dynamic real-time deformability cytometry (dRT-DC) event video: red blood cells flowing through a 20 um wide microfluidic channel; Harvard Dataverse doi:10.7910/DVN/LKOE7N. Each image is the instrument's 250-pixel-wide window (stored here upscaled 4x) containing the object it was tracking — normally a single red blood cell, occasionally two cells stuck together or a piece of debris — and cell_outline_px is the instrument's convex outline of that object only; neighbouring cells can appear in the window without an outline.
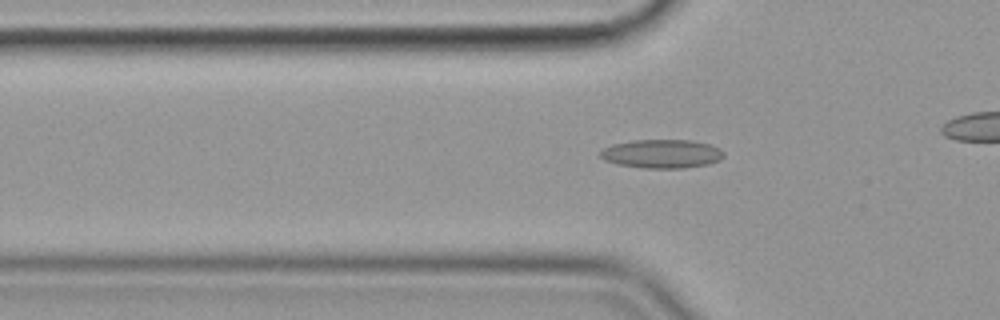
{"species": "common noctule bat (a hibernating species)", "species_latin": "Nyctalus noctula", "temperature_condition": "cold", "stored_images_in_passage": 46, "camera_frame_rate_fps": 3000, "um_per_image_px": 0.085, "animal": {"sex": "female", "body_mass_g": 19.9}, "frame": {"image": 1, "passage_image": 19, "time_ms": 6.0, "image_size_px": [1000, 320], "cell_outline_px": [[724, 156], [720, 160], [708, 164], [684, 168], [644, 168], [616, 164], [604, 160], [600, 156], [600, 152], [604, 148], [612, 144], [632, 140], [692, 140], [708, 144], [724, 152]], "centroid_in_image_um": [56.23, 13.07], "position_along_channel_um": 69.6, "area_um2": 20.63}}
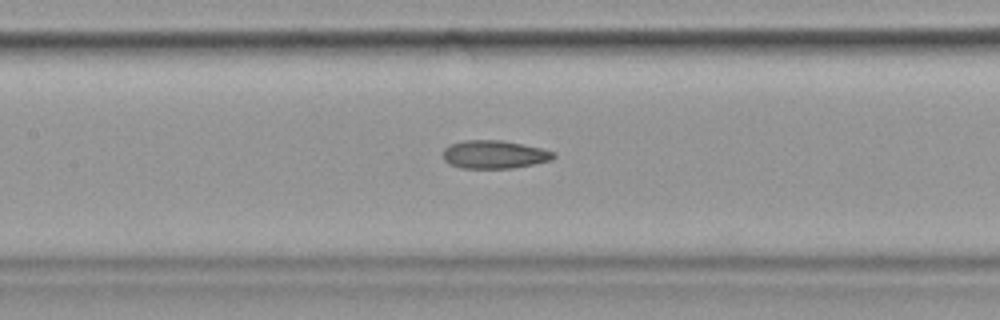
{"frame": {"image": 2, "passage_image": 27, "time_ms": 8.667, "image_size_px": [1000, 320], "cell_outline_px": [[556, 156], [552, 160], [512, 168], [460, 168], [448, 164], [444, 160], [444, 148], [452, 144], [464, 140], [500, 140], [540, 148], [556, 152]], "centroid_in_image_um": [42.01, 13.14], "position_along_channel_um": 165.4, "area_um2": 18.03}}
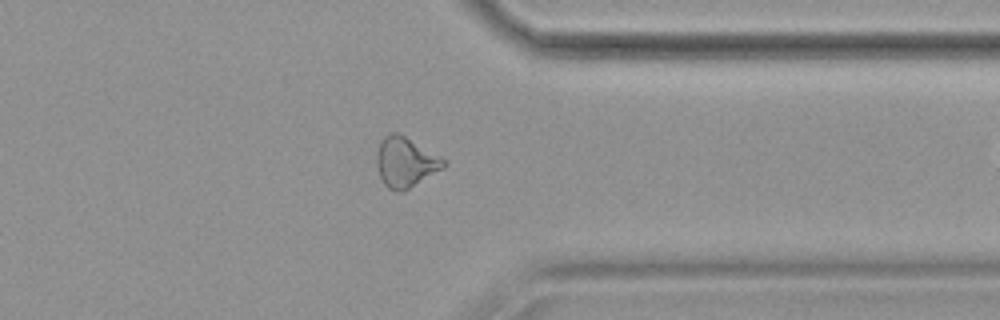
{"frame": {"image": 3, "passage_image": 45, "time_ms": 14.667, "image_size_px": [1000, 320], "cell_outline_px": [[448, 164], [444, 168], [404, 192], [400, 192], [388, 188], [384, 184], [380, 176], [376, 164], [376, 152], [380, 140], [384, 136], [392, 132], [400, 132], [448, 160]], "centroid_in_image_um": [34.49, 13.76], "position_along_channel_um": 376.9, "area_um2": 20.11}}